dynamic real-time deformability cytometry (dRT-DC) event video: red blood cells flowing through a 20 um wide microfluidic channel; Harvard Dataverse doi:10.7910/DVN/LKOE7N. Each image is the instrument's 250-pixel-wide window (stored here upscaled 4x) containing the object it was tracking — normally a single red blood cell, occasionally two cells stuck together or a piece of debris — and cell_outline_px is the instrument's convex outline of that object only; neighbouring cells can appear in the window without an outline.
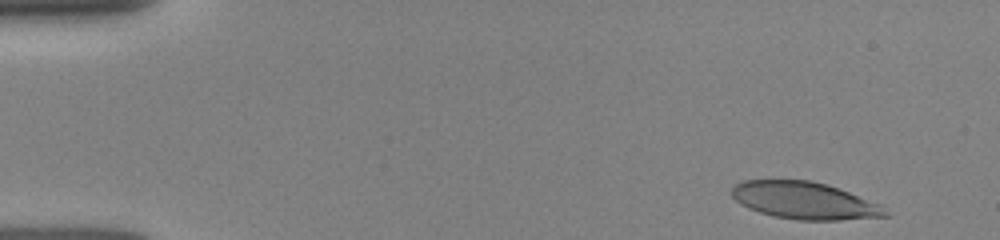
{"species": "human", "species_latin": "Homo sapiens", "temperature_condition": "room temperature", "stored_images_in_passage": 26, "camera_frame_rate_fps": 3000, "um_per_image_px": 0.085, "donor": {"sex": "female"}, "frame": {"image": 1, "passage_image": 1, "time_ms": 0.0, "image_size_px": [1000, 240], "cell_outline_px": [[888, 216], [840, 220], [796, 220], [776, 216], [760, 212], [748, 208], [740, 204], [732, 196], [732, 188], [736, 184], [744, 180], [808, 180], [828, 184], [880, 204]], "centroid_in_image_um": [68.36, 17.04], "position_along_channel_um": 16.6, "area_um2": 33.0}}
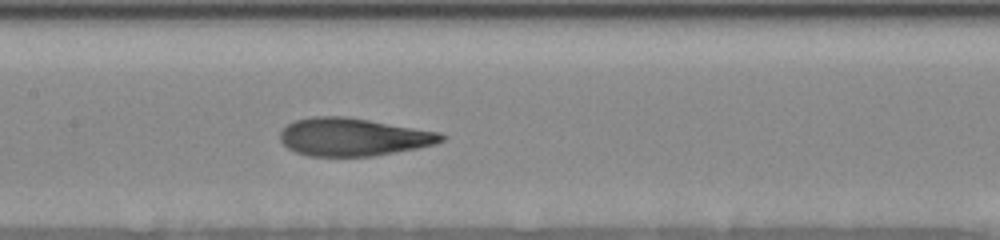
{"frame": {"image": 2, "passage_image": 15, "time_ms": 6.667, "image_size_px": [1000, 240], "cell_outline_px": [[444, 140], [436, 144], [416, 148], [372, 156], [308, 156], [296, 152], [288, 148], [280, 140], [280, 132], [288, 124], [296, 120], [312, 116], [344, 116], [440, 132], [444, 136]], "centroid_in_image_um": [30.0, 11.64], "position_along_channel_um": 177.4, "area_um2": 35.32}}
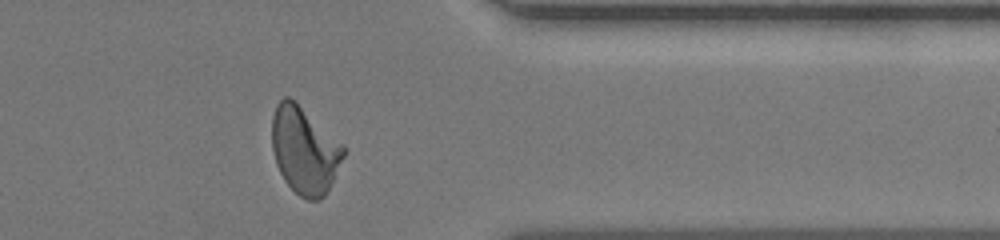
{"frame": {"image": 3, "passage_image": 25, "time_ms": 12.0, "image_size_px": [1000, 240], "cell_outline_px": [[344, 156], [324, 196], [320, 200], [308, 200], [300, 196], [284, 180], [276, 164], [272, 148], [272, 116], [276, 104], [284, 96], [288, 96], [296, 100], [344, 144]], "centroid_in_image_um": [25.87, 12.72], "position_along_channel_um": 385.5, "area_um2": 36.41}}